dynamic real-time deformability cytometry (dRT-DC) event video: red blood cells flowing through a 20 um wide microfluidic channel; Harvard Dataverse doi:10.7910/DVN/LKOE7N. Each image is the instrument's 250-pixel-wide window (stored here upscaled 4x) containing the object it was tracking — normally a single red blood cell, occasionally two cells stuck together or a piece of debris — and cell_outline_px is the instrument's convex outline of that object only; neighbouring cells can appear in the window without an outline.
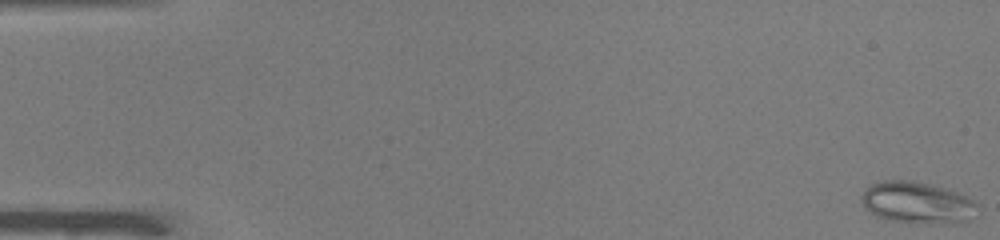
{"species": "common noctule bat (a hibernating species)", "species_latin": "Nyctalus noctula", "temperature_condition": "warm", "stored_images_in_passage": 51, "camera_frame_rate_fps": 3000, "um_per_image_px": 0.085, "animal": {"sex": "male", "body_mass_g": 19.0, "forearm_length_mm": 50.8}, "frame": {"image": 1, "passage_image": 1, "time_ms": 0.0, "image_size_px": [1000, 240], "cell_outline_px": [[980, 204], [972, 220], [940, 224], [892, 220], [876, 216], [860, 200], [860, 196], [872, 184], [884, 180], [912, 180], [932, 184], [956, 192]], "centroid_in_image_um": [78.01, 17.22], "position_along_channel_um": 7.0, "area_um2": 27.92}}
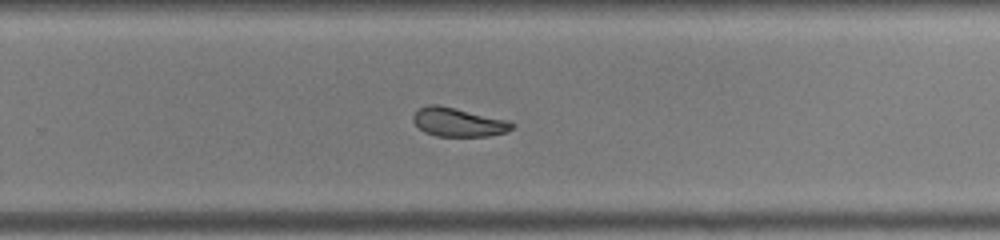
{"frame": {"image": 2, "passage_image": 34, "time_ms": 11.0, "image_size_px": [1000, 240], "cell_outline_px": [[516, 124], [512, 128], [504, 132], [488, 136], [436, 136], [424, 132], [412, 120], [412, 116], [420, 108], [428, 104], [440, 104], [508, 120]], "centroid_in_image_um": [38.94, 10.37], "position_along_channel_um": 290.9, "area_um2": 16.59}}
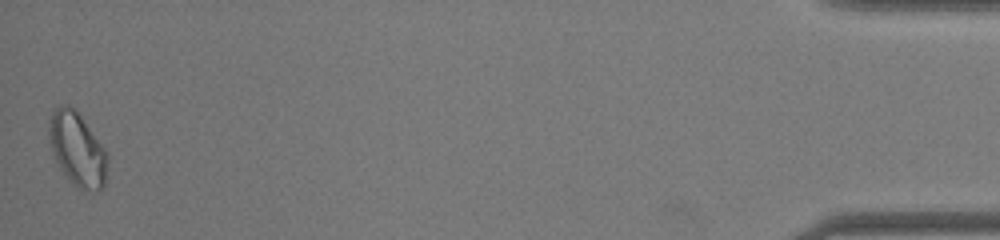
{"frame": {"image": 3, "passage_image": 51, "time_ms": 16.667, "image_size_px": [1000, 240], "cell_outline_px": [[108, 160], [104, 188], [80, 188], [72, 184], [60, 168], [56, 160], [48, 140], [48, 128], [52, 108], [60, 104], [68, 104], [80, 116], [108, 152]], "centroid_in_image_um": [6.55, 12.64], "position_along_channel_um": 428.7, "area_um2": 24.85}, "authors_computed_cell_mechanics": {"area_um2": 19.074, "velocity_mm_per_s": 3.9872, "shape_relaxation_time_tau1_ms": 6.3843, "shape_relaxation_time_tau2_ms": 5.9465, "deformation_change_tau1": 0.152, "deformation_change_tau2": 0.1159}}